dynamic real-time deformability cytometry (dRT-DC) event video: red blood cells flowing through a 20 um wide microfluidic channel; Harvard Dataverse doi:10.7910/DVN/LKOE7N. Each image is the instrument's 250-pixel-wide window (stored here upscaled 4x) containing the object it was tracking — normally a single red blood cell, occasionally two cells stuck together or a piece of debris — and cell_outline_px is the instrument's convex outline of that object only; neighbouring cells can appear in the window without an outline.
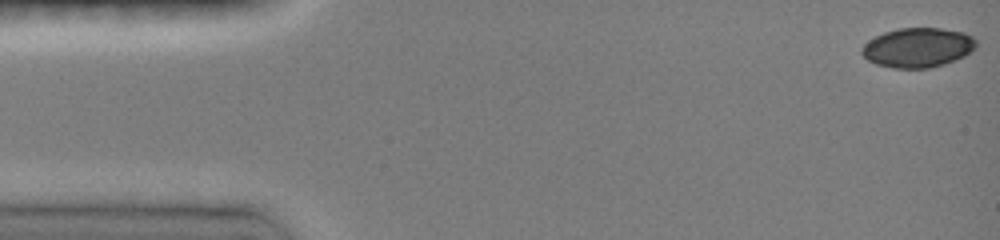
{"species": "common noctule bat (a hibernating species)", "species_latin": "Nyctalus noctula", "temperature_condition": "room temperature", "stored_images_in_passage": 49, "camera_frame_rate_fps": 3000, "um_per_image_px": 0.085, "animal": {"sex": "female", "body_mass_g": 19.0, "forearm_length_mm": 51.5}, "frame": {"image": 1, "passage_image": 1, "time_ms": 0.0, "image_size_px": [1000, 240], "cell_outline_px": [[976, 48], [964, 56], [944, 64], [928, 68], [892, 68], [876, 64], [868, 60], [860, 52], [860, 48], [868, 40], [884, 32], [900, 28], [940, 28], [964, 32], [972, 36], [976, 40]], "centroid_in_image_um": [78.0, 4.04], "position_along_channel_um": 7.0, "area_um2": 26.41}}
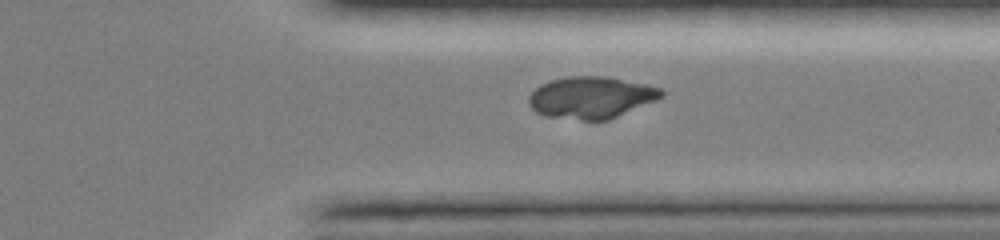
{"frame": {"image": 2, "passage_image": 40, "time_ms": 11.667, "image_size_px": [1000, 240], "cell_outline_px": [[664, 96], [656, 100], [608, 120], [584, 120], [548, 116], [536, 112], [528, 104], [528, 96], [540, 84], [548, 80], [564, 76], [612, 76], [648, 84], [660, 88], [664, 92]], "centroid_in_image_um": [50.25, 8.26], "position_along_channel_um": 361.1, "area_um2": 32.66}}
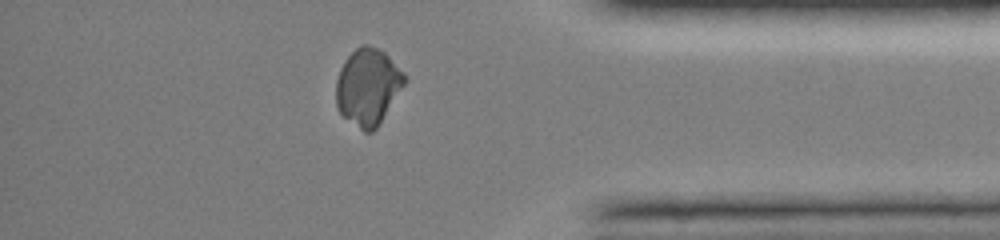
{"frame": {"image": 3, "passage_image": 44, "time_ms": 13.0, "image_size_px": [1000, 240], "cell_outline_px": [[404, 84], [376, 128], [372, 132], [364, 132], [344, 116], [340, 112], [336, 104], [336, 80], [340, 68], [344, 60], [360, 44], [368, 44], [384, 52], [404, 72]], "centroid_in_image_um": [31.24, 7.35], "position_along_channel_um": 404.0, "area_um2": 30.11}}